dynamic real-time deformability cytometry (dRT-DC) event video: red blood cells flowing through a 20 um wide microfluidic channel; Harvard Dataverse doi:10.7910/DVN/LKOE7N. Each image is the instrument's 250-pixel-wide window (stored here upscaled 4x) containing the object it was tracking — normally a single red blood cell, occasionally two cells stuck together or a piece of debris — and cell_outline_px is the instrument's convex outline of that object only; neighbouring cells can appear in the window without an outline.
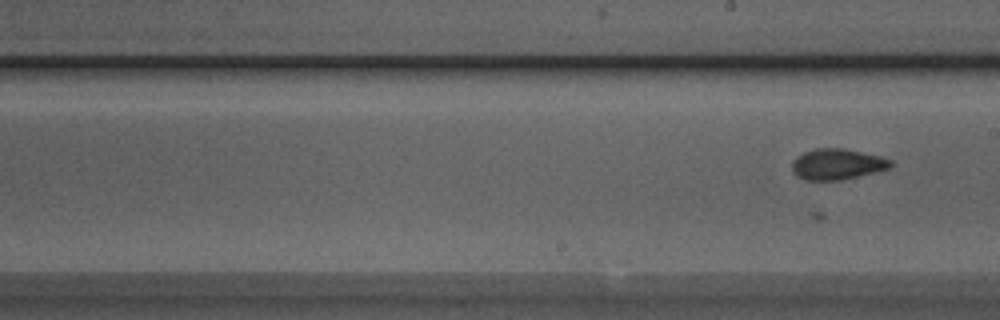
{"species": "Egyptian fruit bat (a non-hibernating species)", "species_latin": "Rousettus aegyptiacus", "temperature_condition": "room temperature", "stored_images_in_passage": 12, "camera_frame_rate_fps": 3000, "um_per_image_px": 0.085, "animal": {"sex": "male"}, "frame": {"image": 1, "passage_image": 12, "time_ms": 3.667, "image_size_px": [1000, 320], "cell_outline_px": [[892, 164], [888, 168], [876, 172], [840, 180], [804, 180], [796, 176], [792, 172], [792, 160], [796, 156], [804, 152], [816, 148], [844, 148], [880, 156], [892, 160]], "centroid_in_image_um": [71.12, 13.95], "position_along_channel_um": 217.9, "area_um2": 17.8}}